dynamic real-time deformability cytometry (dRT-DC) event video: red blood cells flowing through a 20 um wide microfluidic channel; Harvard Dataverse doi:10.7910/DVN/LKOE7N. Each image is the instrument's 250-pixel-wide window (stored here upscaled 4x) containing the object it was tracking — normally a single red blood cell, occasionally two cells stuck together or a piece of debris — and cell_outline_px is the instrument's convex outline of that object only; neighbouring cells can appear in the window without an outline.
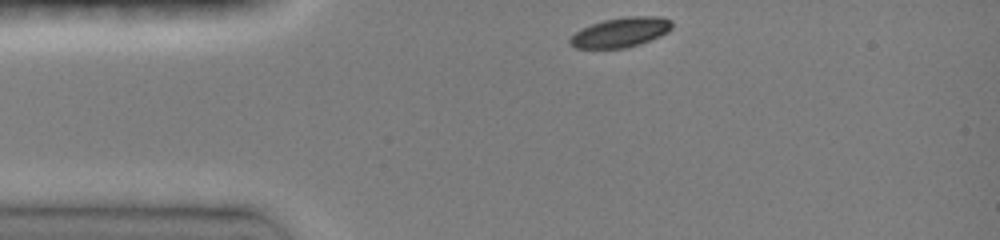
{"species": "common noctule bat (a hibernating species)", "species_latin": "Nyctalus noctula", "temperature_condition": "room temperature", "stored_images_in_passage": 25, "camera_frame_rate_fps": 3000, "um_per_image_px": 0.085, "animal": {"sex": "female", "body_mass_g": 19.0, "forearm_length_mm": 51.5}, "frame": {"image": 1, "passage_image": 1, "time_ms": 0.0, "image_size_px": [1000, 240], "cell_outline_px": [[672, 28], [668, 32], [660, 36], [640, 44], [624, 48], [576, 48], [568, 44], [568, 40], [576, 32], [592, 24], [604, 20], [628, 16], [660, 16], [672, 20]], "centroid_in_image_um": [52.78, 2.75], "position_along_channel_um": 32.2, "area_um2": 17.63}}
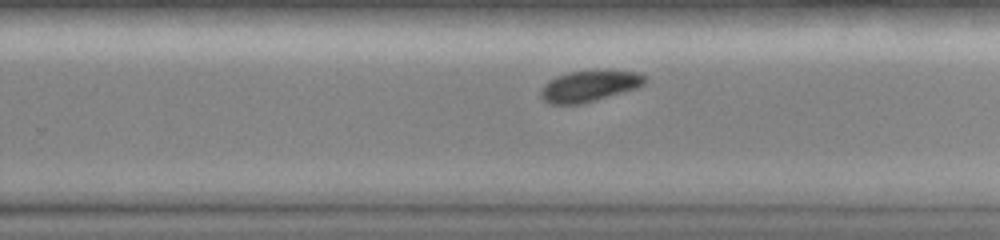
{"frame": {"image": 2, "passage_image": 17, "time_ms": 7.0, "image_size_px": [1000, 240], "cell_outline_px": [[648, 80], [644, 84], [636, 88], [584, 104], [552, 104], [544, 100], [540, 96], [540, 92], [544, 84], [548, 80], [556, 76], [568, 72], [592, 68], [608, 68], [640, 72]], "centroid_in_image_um": [50.13, 7.26], "position_along_channel_um": 279.7, "area_um2": 19.77}}
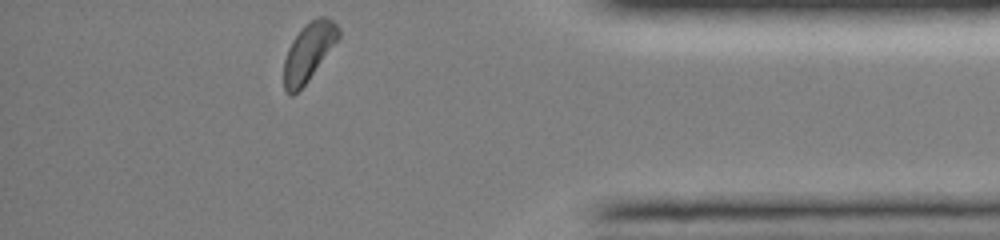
{"frame": {"image": 3, "passage_image": 25, "time_ms": 10.667, "image_size_px": [1000, 240], "cell_outline_px": [[340, 36], [308, 80], [292, 96], [288, 96], [284, 92], [284, 60], [288, 48], [292, 40], [316, 16], [328, 16], [340, 28]], "centroid_in_image_um": [26.22, 4.43], "position_along_channel_um": 409.0, "area_um2": 18.09}, "authors_computed_cell_mechanics": {"area_um2": 19.363, "velocity_mm_per_s": 4.0304, "shape_relaxation_time_tau1_ms": 1.6726, "shape_relaxation_time_tau2_ms": null, "deformation_change_tau1": 0.0782, "deformation_change_tau2": null}}